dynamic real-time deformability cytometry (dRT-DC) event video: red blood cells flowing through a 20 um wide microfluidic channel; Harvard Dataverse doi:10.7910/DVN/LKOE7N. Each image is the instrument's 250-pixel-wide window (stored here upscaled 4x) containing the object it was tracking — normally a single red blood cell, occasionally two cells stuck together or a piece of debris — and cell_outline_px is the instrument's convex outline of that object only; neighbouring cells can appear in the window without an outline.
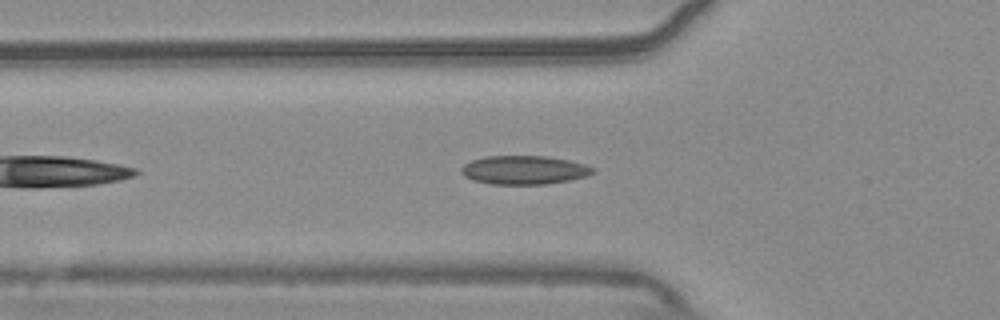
{"species": "common noctule bat (a hibernating species)", "species_latin": "Nyctalus noctula", "temperature_condition": "warm", "stored_images_in_passage": 20, "camera_frame_rate_fps": 3000, "um_per_image_px": 0.085, "animal": {"sex": "male", "body_mass_g": 20.4}, "frame": {"image": 1, "passage_image": 7, "time_ms": 2.0, "image_size_px": [1000, 320], "cell_outline_px": [[596, 172], [584, 176], [568, 180], [548, 184], [488, 184], [472, 180], [464, 176], [460, 172], [460, 168], [464, 164], [472, 160], [484, 156], [544, 156], [568, 160], [584, 164], [596, 168]], "centroid_in_image_um": [44.51, 14.45], "position_along_channel_um": 81.3, "area_um2": 22.08}}
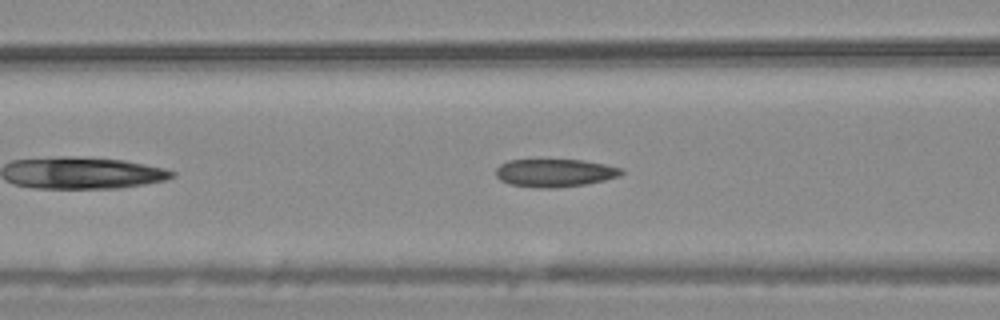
{"frame": {"image": 2, "passage_image": 10, "time_ms": 3.0, "image_size_px": [1000, 320], "cell_outline_px": [[624, 172], [620, 176], [604, 180], [584, 184], [556, 188], [536, 188], [508, 184], [500, 180], [496, 176], [496, 168], [500, 164], [508, 160], [584, 160], [624, 168]], "centroid_in_image_um": [47.15, 14.7], "position_along_channel_um": 119.4, "area_um2": 20.58}}
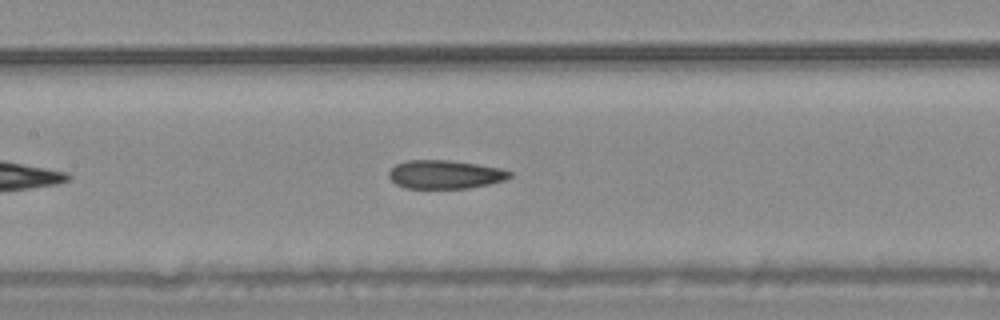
{"frame": {"image": 3, "passage_image": 14, "time_ms": 4.333, "image_size_px": [1000, 320], "cell_outline_px": [[512, 176], [504, 180], [488, 184], [468, 188], [404, 188], [396, 184], [388, 176], [388, 172], [396, 164], [404, 160], [448, 160], [476, 164], [500, 168], [512, 172]], "centroid_in_image_um": [37.8, 14.82], "position_along_channel_um": 169.6, "area_um2": 20.06}}